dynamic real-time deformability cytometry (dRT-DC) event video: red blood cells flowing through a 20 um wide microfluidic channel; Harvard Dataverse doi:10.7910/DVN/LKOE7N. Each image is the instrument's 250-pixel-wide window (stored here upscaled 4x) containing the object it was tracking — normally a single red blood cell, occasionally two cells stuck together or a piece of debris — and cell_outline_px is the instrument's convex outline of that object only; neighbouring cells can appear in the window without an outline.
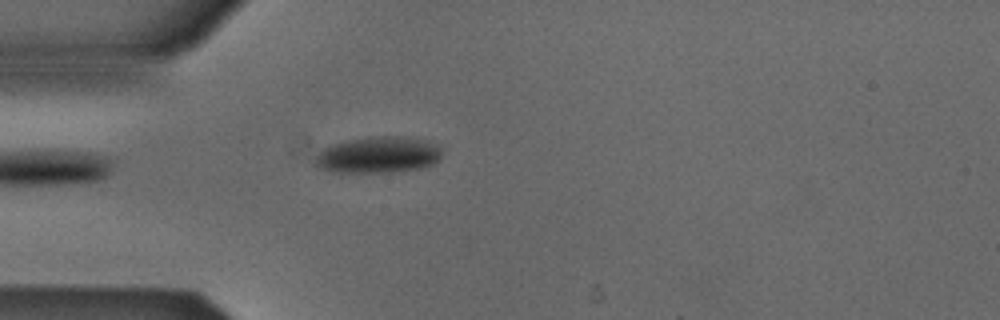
{"species": "Egyptian fruit bat (a non-hibernating species)", "species_latin": "Rousettus aegyptiacus", "temperature_condition": "cold", "stored_images_in_passage": 2, "camera_frame_rate_fps": 3000, "um_per_image_px": 0.085, "animal": {"sex": "male"}, "frame": {"image": 1, "passage_image": 2, "time_ms": 0.333, "image_size_px": [1000, 320], "cell_outline_px": [[440, 156], [432, 164], [420, 168], [388, 172], [332, 172], [316, 168], [312, 164], [316, 156], [328, 144], [368, 136], [404, 136], [428, 140], [436, 144], [440, 148]], "centroid_in_image_um": [32.07, 13.15], "position_along_channel_um": 52.9, "area_um2": 27.17}}